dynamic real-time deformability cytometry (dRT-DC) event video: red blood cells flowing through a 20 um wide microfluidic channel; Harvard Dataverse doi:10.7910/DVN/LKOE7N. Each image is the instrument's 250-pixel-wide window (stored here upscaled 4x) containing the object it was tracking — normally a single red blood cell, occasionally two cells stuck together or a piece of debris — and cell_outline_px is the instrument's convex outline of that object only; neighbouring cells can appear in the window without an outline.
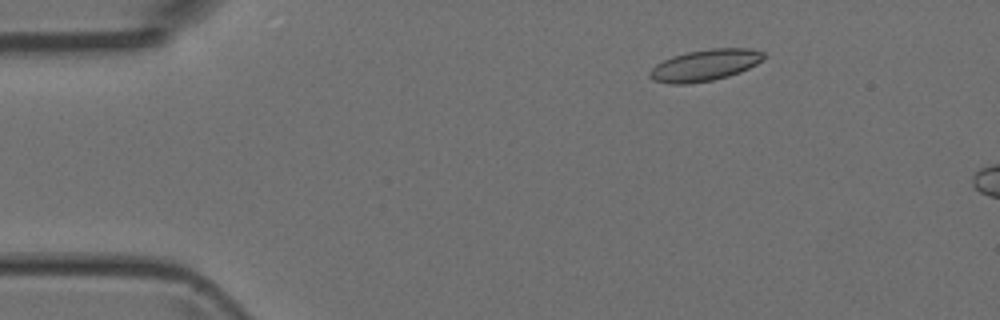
{"species": "Egyptian fruit bat (a non-hibernating species)", "species_latin": "Rousettus aegyptiacus", "temperature_condition": "room temperature", "stored_images_in_passage": 4, "camera_frame_rate_fps": 3000, "um_per_image_px": 0.085, "animal": {"sex": "female"}, "frame": {"image": 1, "passage_image": 2, "time_ms": 1.333, "image_size_px": [1000, 320], "cell_outline_px": [[764, 60], [740, 72], [728, 76], [712, 80], [684, 84], [672, 84], [652, 80], [648, 76], [648, 72], [656, 64], [672, 56], [688, 52], [712, 48], [752, 48], [764, 52]], "centroid_in_image_um": [59.92, 5.54], "position_along_channel_um": 25.1, "area_um2": 20.87}}